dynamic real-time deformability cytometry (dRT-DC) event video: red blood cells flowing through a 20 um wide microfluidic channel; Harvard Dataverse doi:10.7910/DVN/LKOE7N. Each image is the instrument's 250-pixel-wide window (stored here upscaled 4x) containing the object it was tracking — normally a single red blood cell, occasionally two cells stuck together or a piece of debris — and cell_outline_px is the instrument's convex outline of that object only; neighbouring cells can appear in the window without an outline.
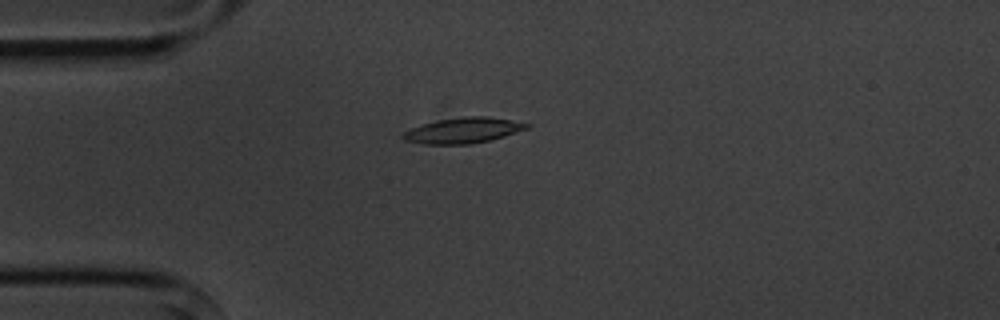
{"species": "common noctule bat (a hibernating species)", "species_latin": "Nyctalus noctula", "temperature_condition": "cold", "stored_images_in_passage": 7, "camera_frame_rate_fps": 3000, "um_per_image_px": 0.085, "animal": {"sex": "male", "body_mass_g": 20.1, "forearm_length_mm": 53.5}, "frame": {"image": 1, "passage_image": 3, "time_ms": 2.333, "image_size_px": [1000, 320], "cell_outline_px": [[532, 124], [528, 128], [504, 136], [472, 144], [424, 144], [404, 140], [400, 136], [404, 132], [412, 128], [436, 120], [464, 116], [488, 116], [512, 120]], "centroid_in_image_um": [39.37, 11.08], "position_along_channel_um": 45.6, "area_um2": 18.38}}
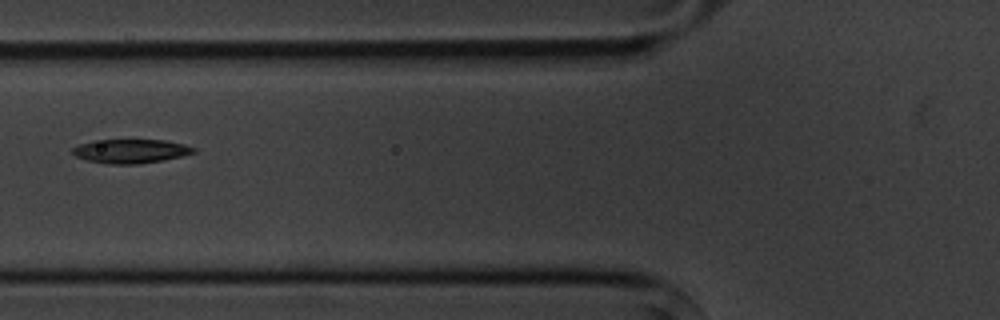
{"frame": {"image": 2, "passage_image": 5, "time_ms": 4.667, "image_size_px": [1000, 320], "cell_outline_px": [[196, 152], [184, 156], [164, 160], [140, 164], [108, 164], [88, 160], [76, 156], [72, 152], [72, 148], [80, 144], [92, 140], [164, 140], [184, 144], [196, 148]], "centroid_in_image_um": [11.14, 12.85], "position_along_channel_um": 114.7, "area_um2": 16.99}}
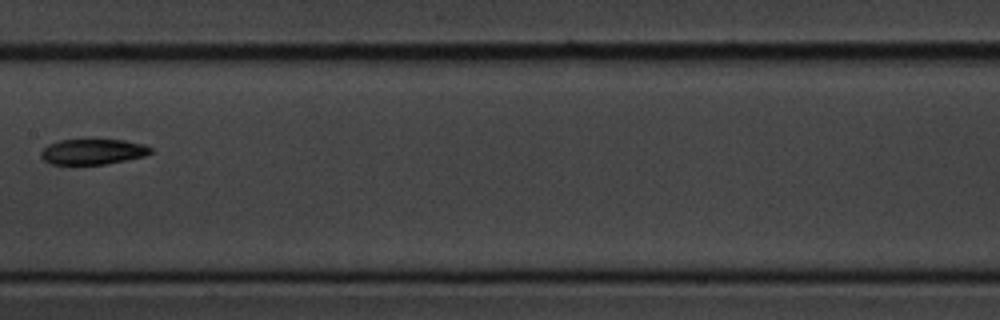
{"frame": {"image": 3, "passage_image": 7, "time_ms": 7.0, "image_size_px": [1000, 320], "cell_outline_px": [[152, 152], [144, 156], [104, 164], [52, 164], [44, 160], [40, 156], [40, 152], [48, 144], [60, 140], [124, 140], [144, 144], [152, 148]], "centroid_in_image_um": [7.88, 12.89], "position_along_channel_um": 199.5, "area_um2": 16.13}}